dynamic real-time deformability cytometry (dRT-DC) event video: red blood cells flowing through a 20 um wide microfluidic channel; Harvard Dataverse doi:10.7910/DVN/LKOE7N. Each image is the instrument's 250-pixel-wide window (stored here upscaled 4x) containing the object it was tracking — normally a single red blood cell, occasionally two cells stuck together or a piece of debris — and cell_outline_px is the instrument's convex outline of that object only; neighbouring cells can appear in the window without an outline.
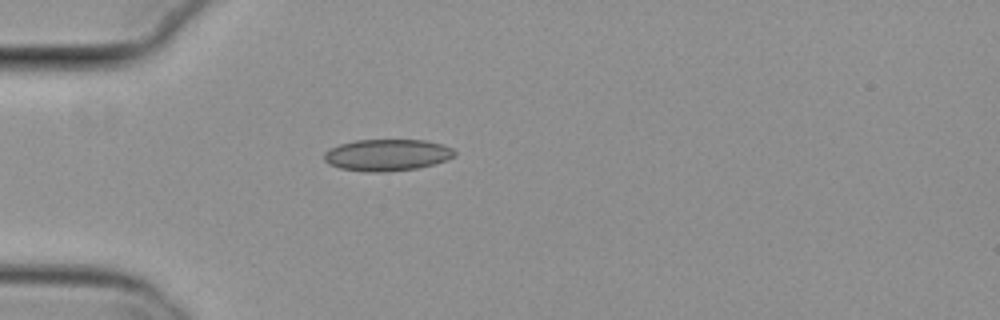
{"species": "common noctule bat (a hibernating species)", "species_latin": "Nyctalus noctula", "temperature_condition": "cold", "stored_images_in_passage": 4, "camera_frame_rate_fps": 3000, "um_per_image_px": 0.085, "animal": {"sex": "female", "body_mass_g": 29.2, "forearm_length_mm": 56.3}, "frame": {"image": 1, "passage_image": 4, "time_ms": 1.0, "image_size_px": [1000, 320], "cell_outline_px": [[456, 156], [448, 160], [436, 164], [416, 168], [388, 172], [364, 172], [340, 168], [328, 164], [324, 160], [324, 152], [328, 148], [340, 144], [356, 140], [424, 140], [444, 144], [452, 148], [456, 152]], "centroid_in_image_um": [32.92, 13.18], "position_along_channel_um": 52.1, "area_um2": 24.45}}